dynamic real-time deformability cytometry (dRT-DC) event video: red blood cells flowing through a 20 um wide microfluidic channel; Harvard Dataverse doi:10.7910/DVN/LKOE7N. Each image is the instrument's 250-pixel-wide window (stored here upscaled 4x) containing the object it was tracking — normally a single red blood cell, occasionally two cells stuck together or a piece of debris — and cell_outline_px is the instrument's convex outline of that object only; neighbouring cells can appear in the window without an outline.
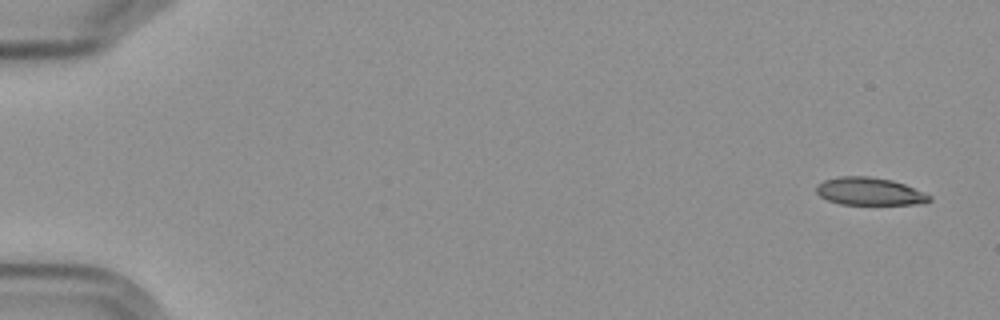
{"species": "Egyptian fruit bat (a non-hibernating species)", "species_latin": "Rousettus aegyptiacus", "temperature_condition": "cold", "stored_images_in_passage": 7, "camera_frame_rate_fps": 3000, "um_per_image_px": 0.085, "frame": {"image": 1, "passage_image": 1, "time_ms": 0.0, "image_size_px": [1000, 320], "cell_outline_px": [[932, 200], [924, 204], [840, 204], [828, 200], [820, 196], [816, 192], [816, 188], [824, 180], [836, 176], [868, 176], [892, 180], [904, 184], [932, 196]], "centroid_in_image_um": [73.92, 16.27], "position_along_channel_um": 11.1, "area_um2": 18.21}}
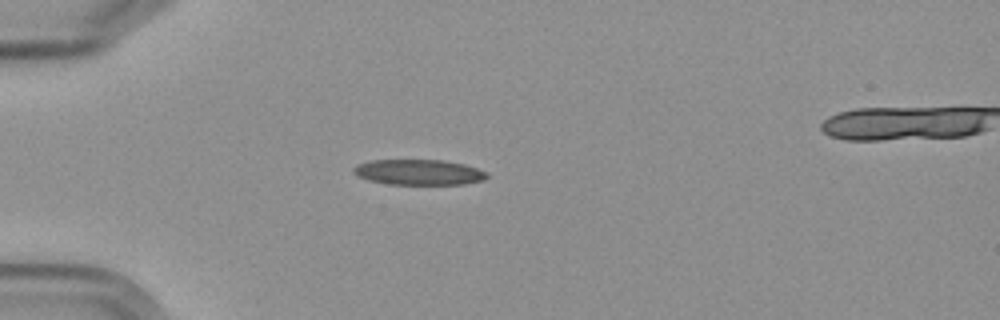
{"frame": {"image": 2, "passage_image": 5, "time_ms": 4.667, "image_size_px": [1000, 320], "cell_outline_px": [[488, 176], [484, 180], [464, 184], [388, 184], [368, 180], [356, 176], [352, 172], [352, 168], [356, 164], [372, 160], [444, 160], [464, 164], [488, 172]], "centroid_in_image_um": [35.57, 14.63], "position_along_channel_um": 49.4, "area_um2": 19.94}}
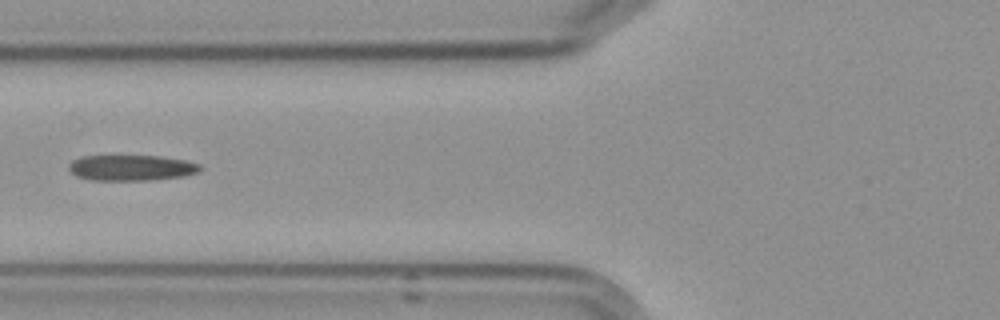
{"frame": {"image": 3, "passage_image": 7, "time_ms": 7.0, "image_size_px": [1000, 320], "cell_outline_px": [[204, 168], [200, 172], [184, 176], [152, 180], [92, 180], [76, 176], [68, 168], [68, 164], [72, 160], [80, 156], [160, 156], [184, 160], [200, 164]], "centroid_in_image_um": [11.19, 14.26], "position_along_channel_um": 114.6, "area_um2": 19.83}}